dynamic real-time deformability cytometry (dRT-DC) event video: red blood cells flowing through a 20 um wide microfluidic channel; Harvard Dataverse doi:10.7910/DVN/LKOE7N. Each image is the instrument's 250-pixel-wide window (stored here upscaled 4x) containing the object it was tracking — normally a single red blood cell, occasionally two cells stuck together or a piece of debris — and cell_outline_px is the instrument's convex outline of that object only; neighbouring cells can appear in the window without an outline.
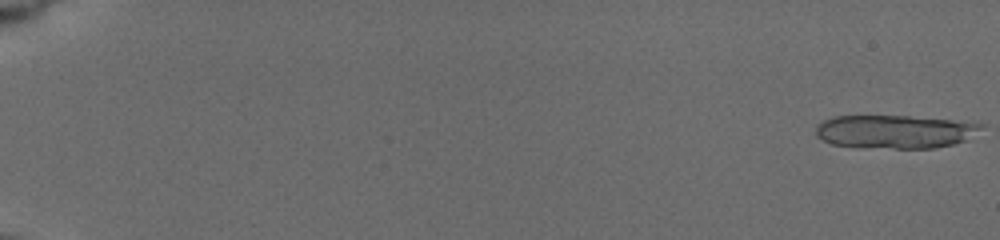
{"species": "common noctule bat (a hibernating species)", "species_latin": "Nyctalus noctula", "temperature_condition": "cold", "stored_images_in_passage": 15, "segment_of_instrument_passage": [1, 2], "camera_frame_rate_fps": 3000, "um_per_image_px": 0.085, "animal": {"sex": "female", "body_mass_g": 19.5, "forearm_length_mm": 54.1}, "frame": {"image": 1, "passage_image": 1, "time_ms": 0.0, "image_size_px": [1000, 240], "cell_outline_px": [[984, 124], [980, 128], [964, 140], [952, 144], [932, 148], [856, 148], [832, 144], [816, 136], [816, 124], [832, 116], [908, 116], [976, 120]], "centroid_in_image_um": [76.07, 11.17], "position_along_channel_um": 8.9, "area_um2": 32.71}}